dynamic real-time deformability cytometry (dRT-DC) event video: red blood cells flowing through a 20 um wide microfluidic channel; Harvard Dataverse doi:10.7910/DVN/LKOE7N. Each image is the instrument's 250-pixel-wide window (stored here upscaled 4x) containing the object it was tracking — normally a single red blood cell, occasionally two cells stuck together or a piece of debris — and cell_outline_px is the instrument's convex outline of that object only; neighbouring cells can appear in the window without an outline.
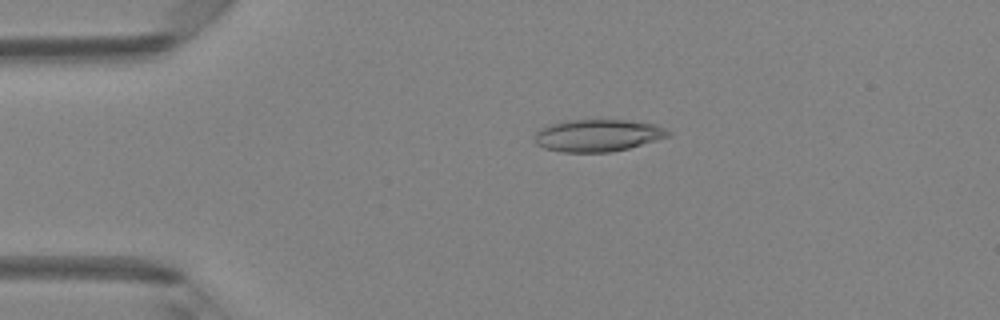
{"species": "Egyptian fruit bat (a non-hibernating species)", "species_latin": "Rousettus aegyptiacus", "temperature_condition": "room temperature", "stored_images_in_passage": 39, "camera_frame_rate_fps": 3000, "um_per_image_px": 0.085, "animal": {"sex": "female"}, "frame": {"image": 1, "passage_image": 1, "time_ms": 0.0, "image_size_px": [1000, 320], "cell_outline_px": [[672, 136], [628, 148], [612, 152], [560, 152], [544, 148], [536, 144], [536, 132], [540, 128], [564, 120], [628, 120], [656, 124], [672, 132]], "centroid_in_image_um": [50.85, 11.51], "position_along_channel_um": 34.2, "area_um2": 25.14}}
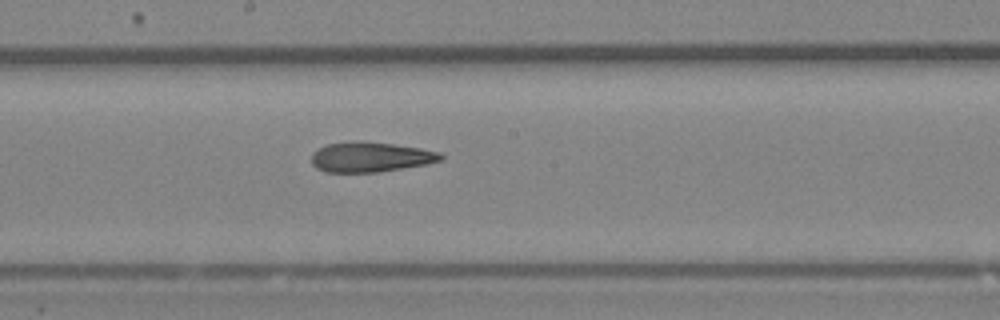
{"frame": {"image": 2, "passage_image": 17, "time_ms": 5.333, "image_size_px": [1000, 320], "cell_outline_px": [[444, 156], [440, 160], [428, 164], [380, 172], [324, 172], [316, 168], [312, 164], [312, 152], [328, 144], [352, 140], [360, 140], [392, 144], [420, 148], [440, 152]], "centroid_in_image_um": [31.48, 13.34], "position_along_channel_um": 216.7, "area_um2": 22.77}}
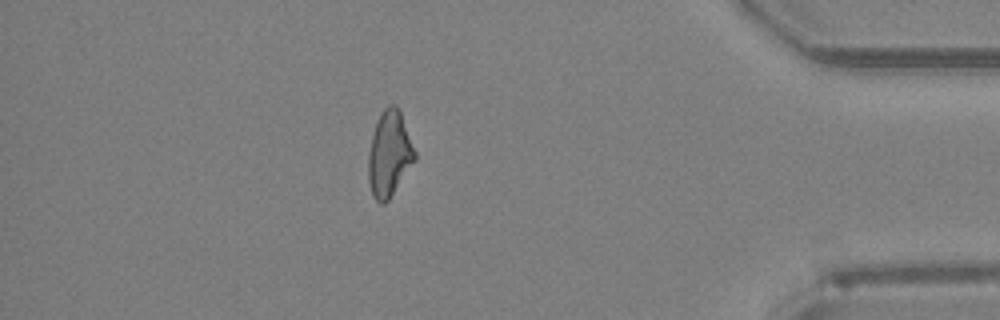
{"frame": {"image": 3, "passage_image": 33, "time_ms": 10.667, "image_size_px": [1000, 320], "cell_outline_px": [[416, 160], [388, 200], [384, 204], [380, 204], [372, 196], [368, 180], [368, 152], [372, 136], [376, 124], [384, 108], [388, 104], [396, 104], [400, 112], [416, 152]], "centroid_in_image_um": [33.09, 13.11], "position_along_channel_um": 402.1, "area_um2": 23.06}, "authors_computed_cell_mechanics": {"area_um2": 23.5246, "velocity_mm_per_s": 4.2185, "shape_relaxation_time_tau1_ms": null, "shape_relaxation_time_tau2_ms": 4.2107, "deformation_change_tau1": null, "deformation_change_tau2": 0.1627}}